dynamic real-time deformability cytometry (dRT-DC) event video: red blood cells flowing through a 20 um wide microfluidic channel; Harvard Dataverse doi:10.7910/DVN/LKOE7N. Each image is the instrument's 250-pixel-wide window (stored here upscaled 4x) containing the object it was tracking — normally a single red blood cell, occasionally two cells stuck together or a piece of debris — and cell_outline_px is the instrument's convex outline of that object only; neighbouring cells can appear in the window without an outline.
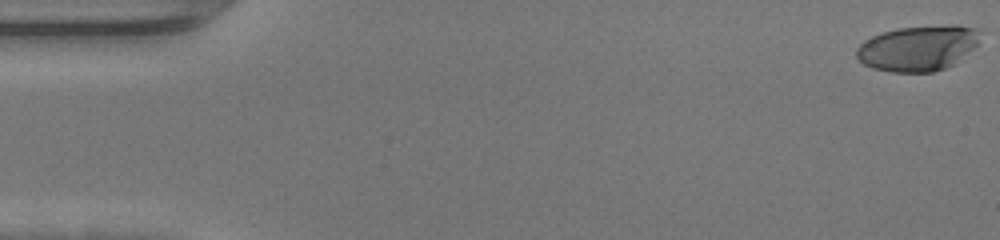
{"species": "human", "species_latin": "Homo sapiens", "temperature_condition": "warm", "stored_images_in_passage": 48, "camera_frame_rate_fps": 3000, "um_per_image_px": 0.085, "donor": {"sex": "female"}, "frame": {"image": 1, "passage_image": 1, "time_ms": 0.0, "image_size_px": [1000, 240], "cell_outline_px": [[976, 44], [956, 64], [932, 72], [892, 72], [872, 68], [864, 64], [856, 56], [856, 48], [864, 40], [872, 36], [896, 28], [952, 24], [956, 24], [972, 28], [976, 40]], "centroid_in_image_um": [77.95, 4.1], "position_along_channel_um": 7.1, "area_um2": 32.31}}
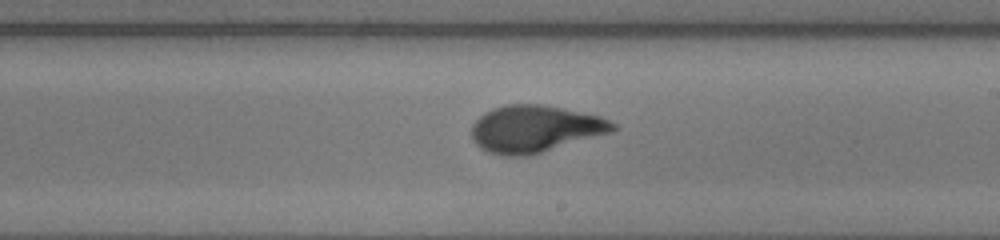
{"frame": {"image": 2, "passage_image": 28, "time_ms": 9.0, "image_size_px": [1000, 240], "cell_outline_px": [[620, 128], [612, 132], [528, 156], [504, 156], [488, 152], [480, 148], [472, 140], [472, 124], [484, 112], [492, 108], [508, 104], [540, 104], [600, 116], [616, 124]], "centroid_in_image_um": [45.45, 10.96], "position_along_channel_um": 243.5, "area_um2": 38.67}}
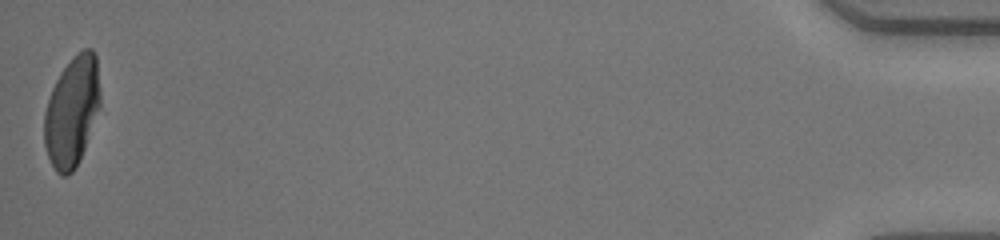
{"frame": {"image": 3, "passage_image": 48, "time_ms": 15.667, "image_size_px": [1000, 240], "cell_outline_px": [[100, 104], [80, 160], [76, 168], [68, 176], [60, 176], [56, 172], [48, 156], [44, 144], [44, 112], [52, 88], [60, 72], [72, 56], [84, 48], [92, 48], [96, 56], [100, 92]], "centroid_in_image_um": [6.11, 9.47], "position_along_channel_um": 429.1, "area_um2": 35.89}, "authors_computed_cell_mechanics": {"area_um2": 37.1076, "velocity_mm_per_s": 4.3238, "shape_relaxation_time_tau1_ms": 6.9615, "shape_relaxation_time_tau2_ms": 0.8229, "deformation_change_tau1": 0.3219, "deformation_change_tau2": 0.0644}}